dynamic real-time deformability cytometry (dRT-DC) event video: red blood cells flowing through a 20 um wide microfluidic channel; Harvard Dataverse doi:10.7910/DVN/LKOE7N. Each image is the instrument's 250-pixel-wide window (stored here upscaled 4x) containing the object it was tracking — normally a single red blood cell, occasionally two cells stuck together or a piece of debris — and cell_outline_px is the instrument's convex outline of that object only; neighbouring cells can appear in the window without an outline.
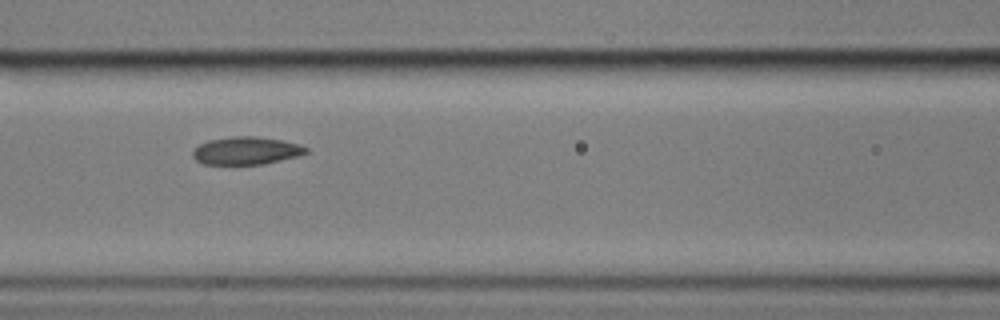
{"species": "common noctule bat (a hibernating species)", "species_latin": "Nyctalus noctula", "temperature_condition": "cold", "stored_images_in_passage": 9, "segment_of_instrument_passage": [1, 2], "camera_frame_rate_fps": 3000, "um_per_image_px": 0.085, "animal": {"sex": "male", "body_mass_g": 17.9}, "frame": {"image": 1, "passage_image": 6, "time_ms": 6.0, "image_size_px": [1000, 320], "cell_outline_px": [[308, 152], [296, 156], [264, 164], [204, 164], [196, 160], [192, 156], [192, 152], [200, 144], [208, 140], [232, 136], [256, 136], [280, 140], [300, 144], [308, 148]], "centroid_in_image_um": [20.92, 12.8], "position_along_channel_um": 145.7, "area_um2": 18.21}}
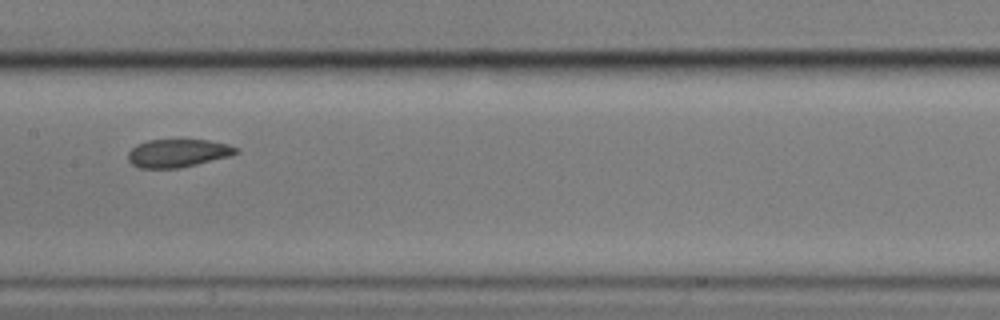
{"frame": {"image": 2, "passage_image": 7, "time_ms": 7.333, "image_size_px": [1000, 320], "cell_outline_px": [[240, 152], [232, 156], [180, 168], [140, 168], [132, 164], [128, 160], [128, 152], [136, 144], [148, 140], [208, 140], [228, 144], [240, 148]], "centroid_in_image_um": [15.16, 13.02], "position_along_channel_um": 192.2, "area_um2": 17.86}}
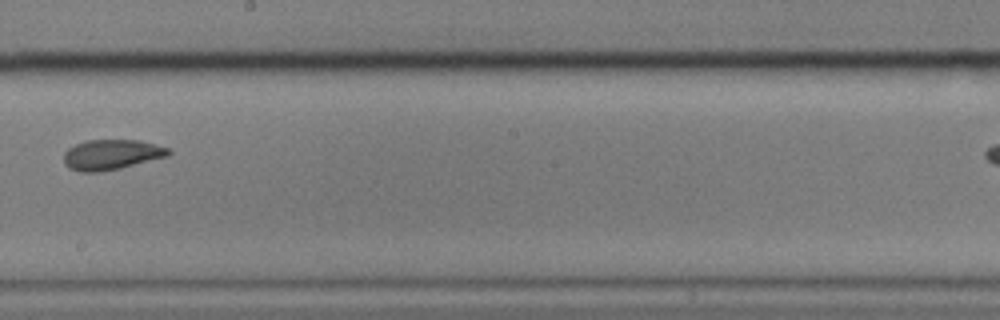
{"frame": {"image": 3, "passage_image": 8, "time_ms": 8.667, "image_size_px": [1000, 320], "cell_outline_px": [[172, 152], [168, 156], [120, 168], [100, 172], [80, 172], [68, 168], [64, 164], [64, 152], [68, 148], [84, 140], [140, 140], [156, 144], [168, 148]], "centroid_in_image_um": [9.45, 13.14], "position_along_channel_um": 238.7, "area_um2": 18.55}}